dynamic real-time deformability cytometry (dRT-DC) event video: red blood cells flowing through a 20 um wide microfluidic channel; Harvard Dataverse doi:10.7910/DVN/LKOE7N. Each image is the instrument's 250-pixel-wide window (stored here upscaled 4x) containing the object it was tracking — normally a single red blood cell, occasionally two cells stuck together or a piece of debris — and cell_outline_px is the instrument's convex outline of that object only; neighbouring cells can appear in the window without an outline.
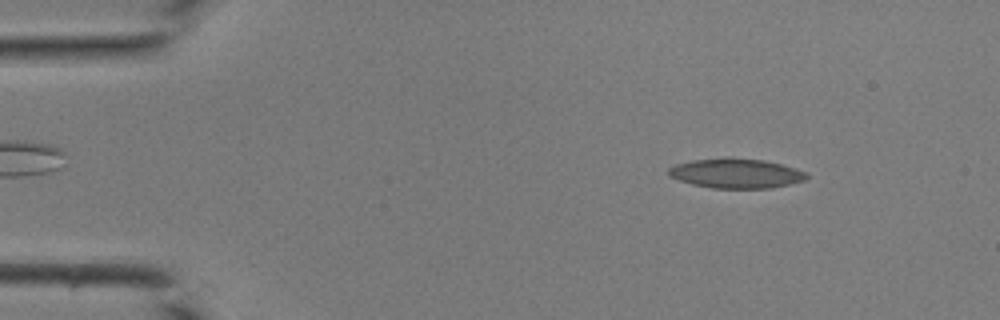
{"species": "common noctule bat (a hibernating species)", "species_latin": "Nyctalus noctula", "temperature_condition": "room temperature", "stored_images_in_passage": 42, "camera_frame_rate_fps": 3000, "um_per_image_px": 0.085, "animal": {"sex": "male", "body_mass_g": 19.0, "forearm_length_mm": 50.8}, "frame": {"image": 1, "passage_image": 5, "time_ms": 1.333, "image_size_px": [1000, 320], "cell_outline_px": [[808, 176], [804, 180], [772, 188], [712, 188], [692, 184], [668, 176], [668, 168], [676, 164], [692, 160], [764, 160], [796, 168], [808, 172]], "centroid_in_image_um": [62.58, 14.77], "position_along_channel_um": 22.4, "area_um2": 23.06}}
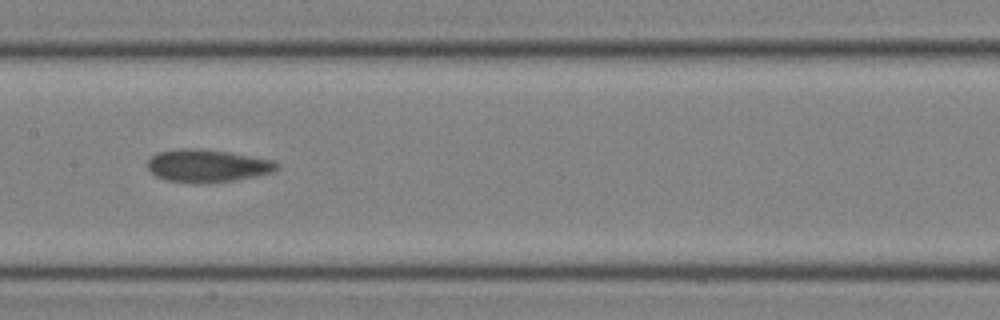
{"frame": {"image": 2, "passage_image": 21, "time_ms": 6.667, "image_size_px": [1000, 320], "cell_outline_px": [[280, 168], [276, 172], [236, 180], [200, 184], [164, 180], [156, 176], [148, 168], [148, 160], [156, 152], [184, 148], [192, 148], [228, 152], [276, 160], [280, 164]], "centroid_in_image_um": [17.68, 14.1], "position_along_channel_um": 189.7, "area_um2": 24.97}}
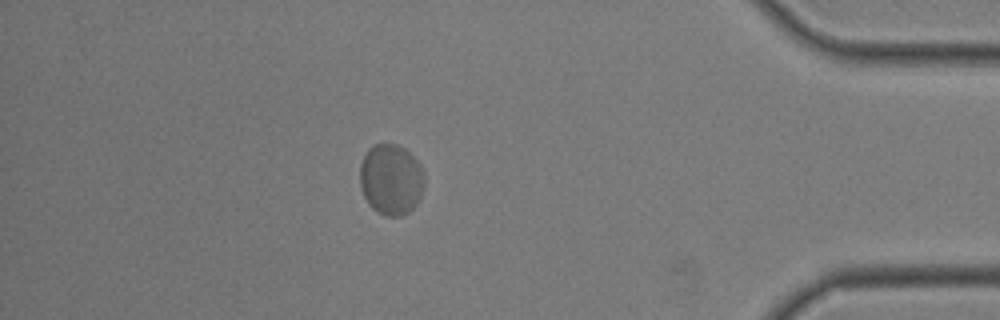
{"frame": {"image": 3, "passage_image": 37, "time_ms": 12.0, "image_size_px": [1000, 320], "cell_outline_px": [[424, 184], [420, 196], [416, 204], [408, 212], [400, 216], [384, 216], [376, 212], [368, 204], [364, 196], [360, 184], [360, 164], [368, 148], [372, 144], [396, 144], [404, 148], [420, 164], [424, 172]], "centroid_in_image_um": [33.22, 15.26], "position_along_channel_um": 402.0, "area_um2": 26.76}}